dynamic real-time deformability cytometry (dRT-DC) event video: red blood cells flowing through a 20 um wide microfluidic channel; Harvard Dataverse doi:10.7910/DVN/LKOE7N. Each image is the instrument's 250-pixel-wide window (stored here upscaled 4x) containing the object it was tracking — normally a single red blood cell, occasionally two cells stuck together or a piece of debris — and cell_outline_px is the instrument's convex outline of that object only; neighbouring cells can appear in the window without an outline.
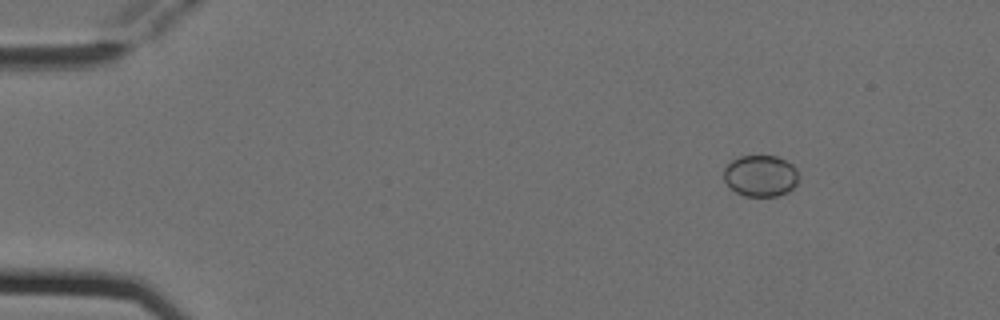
{"species": "Egyptian fruit bat (a non-hibernating species)", "species_latin": "Rousettus aegyptiacus", "temperature_condition": "cold", "stored_images_in_passage": 4, "camera_frame_rate_fps": 3000, "um_per_image_px": 0.085, "animal": {"sex": "female"}, "frame": {"image": 1, "passage_image": 1, "time_ms": 0.0, "image_size_px": [1000, 320], "cell_outline_px": [[800, 176], [796, 184], [788, 192], [776, 196], [744, 196], [736, 192], [724, 180], [724, 168], [732, 160], [740, 156], [776, 156], [792, 164], [796, 168]], "centroid_in_image_um": [64.67, 14.94], "position_along_channel_um": 20.3, "area_um2": 18.09}}